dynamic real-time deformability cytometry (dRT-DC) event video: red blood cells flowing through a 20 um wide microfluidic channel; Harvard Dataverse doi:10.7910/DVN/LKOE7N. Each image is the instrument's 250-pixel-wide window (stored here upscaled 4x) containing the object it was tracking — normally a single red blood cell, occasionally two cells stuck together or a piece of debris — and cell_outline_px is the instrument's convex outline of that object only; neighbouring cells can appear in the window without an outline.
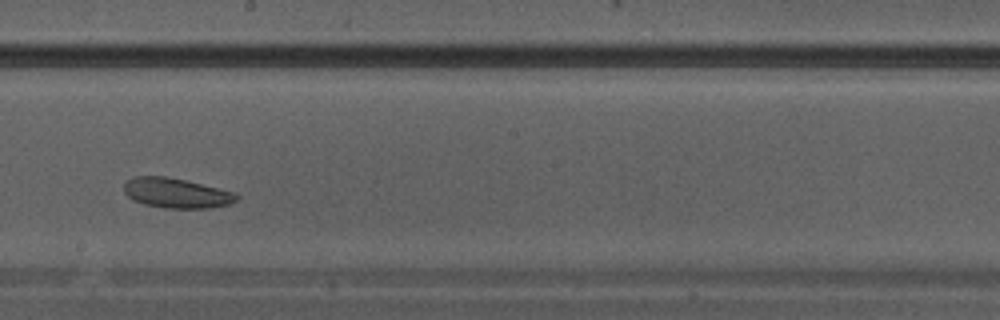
{"species": "Egyptian fruit bat (a non-hibernating species)", "species_latin": "Rousettus aegyptiacus", "temperature_condition": "warm", "stored_images_in_passage": 12, "camera_frame_rate_fps": 3000, "um_per_image_px": 0.085, "animal": {"sex": "male"}, "frame": {"image": 1, "passage_image": 9, "time_ms": 2.667, "image_size_px": [1000, 320], "cell_outline_px": [[240, 196], [236, 200], [228, 204], [212, 208], [164, 208], [144, 204], [132, 200], [124, 192], [124, 184], [128, 180], [136, 176], [164, 176], [184, 180], [236, 192]], "centroid_in_image_um": [14.99, 16.42], "position_along_channel_um": 233.2, "area_um2": 19.59}}